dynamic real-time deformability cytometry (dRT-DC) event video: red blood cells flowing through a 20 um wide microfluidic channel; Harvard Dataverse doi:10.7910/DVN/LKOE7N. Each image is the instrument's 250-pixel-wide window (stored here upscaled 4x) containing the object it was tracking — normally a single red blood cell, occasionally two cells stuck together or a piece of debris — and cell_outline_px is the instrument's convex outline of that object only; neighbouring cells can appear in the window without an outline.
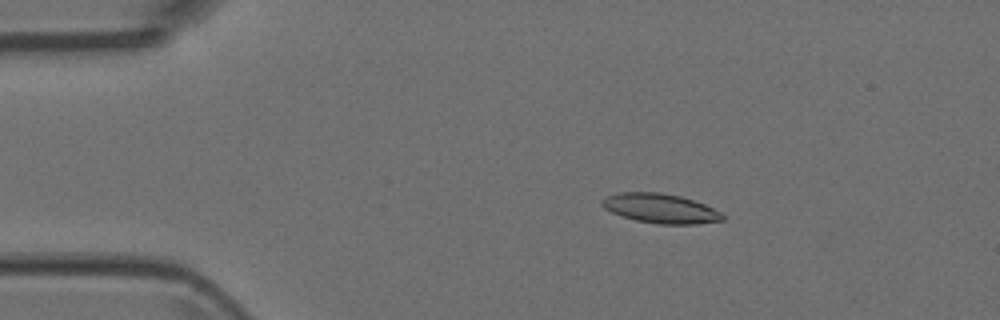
{"species": "Egyptian fruit bat (a non-hibernating species)", "species_latin": "Rousettus aegyptiacus", "temperature_condition": "room temperature", "stored_images_in_passage": 7, "camera_frame_rate_fps": 3000, "um_per_image_px": 0.085, "animal": {"sex": "female"}, "frame": {"image": 1, "passage_image": 2, "time_ms": 0.333, "image_size_px": [1000, 320], "cell_outline_px": [[724, 220], [696, 224], [656, 224], [636, 220], [620, 216], [604, 208], [600, 204], [600, 200], [604, 196], [620, 192], [660, 192], [680, 196], [704, 204], [720, 212], [724, 216]], "centroid_in_image_um": [56.08, 17.71], "position_along_channel_um": 28.9, "area_um2": 20.81}}
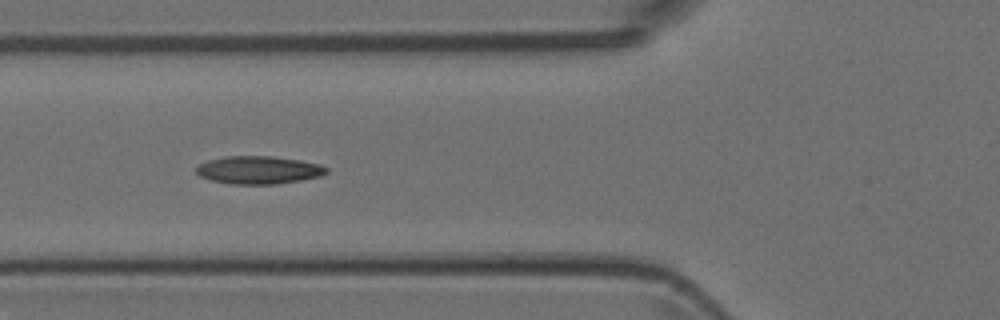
{"frame": {"image": 2, "passage_image": 5, "time_ms": 1.333, "image_size_px": [1000, 320], "cell_outline_px": [[328, 172], [320, 176], [300, 180], [276, 184], [232, 184], [212, 180], [200, 176], [196, 172], [196, 164], [208, 160], [228, 156], [272, 156], [300, 160], [320, 164], [328, 168]], "centroid_in_image_um": [21.98, 14.44], "position_along_channel_um": 103.8, "area_um2": 21.15}}
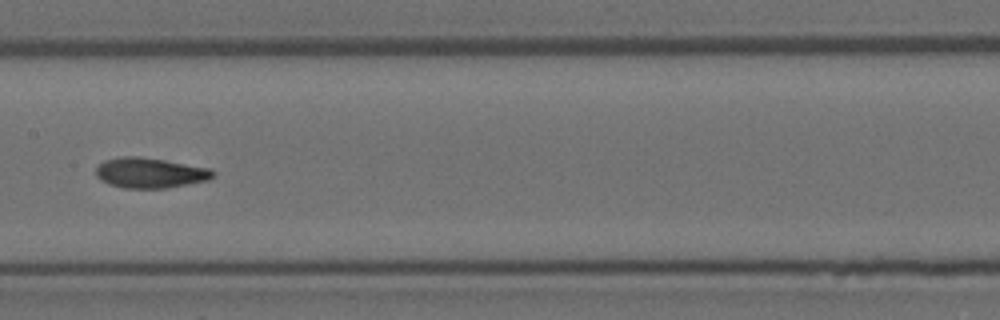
{"frame": {"image": 3, "passage_image": 7, "time_ms": 2.0, "image_size_px": [1000, 320], "cell_outline_px": [[216, 176], [208, 180], [168, 188], [124, 188], [108, 184], [100, 180], [96, 176], [96, 168], [104, 160], [124, 156], [136, 156], [164, 160], [212, 168], [216, 172]], "centroid_in_image_um": [12.79, 14.7], "position_along_channel_um": 194.6, "area_um2": 20.81}}